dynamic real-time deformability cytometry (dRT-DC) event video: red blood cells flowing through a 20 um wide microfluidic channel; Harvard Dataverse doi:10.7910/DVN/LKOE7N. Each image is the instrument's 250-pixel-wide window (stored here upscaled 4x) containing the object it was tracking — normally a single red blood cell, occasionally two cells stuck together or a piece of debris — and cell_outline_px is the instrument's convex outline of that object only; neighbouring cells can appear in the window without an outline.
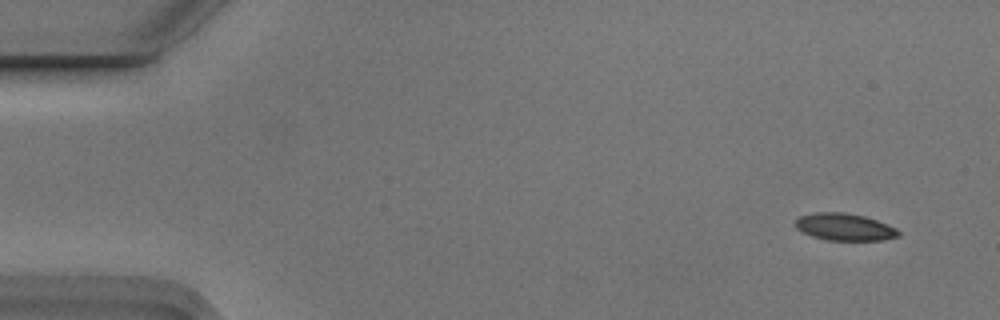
{"species": "Egyptian fruit bat (a non-hibernating species)", "species_latin": "Rousettus aegyptiacus", "temperature_condition": "cold", "stored_images_in_passage": 5, "camera_frame_rate_fps": 3000, "um_per_image_px": 0.085, "animal": {"sex": "male"}, "frame": {"image": 1, "passage_image": 1, "time_ms": 0.0, "image_size_px": [1000, 320], "cell_outline_px": [[900, 236], [884, 240], [828, 240], [812, 236], [796, 228], [796, 220], [800, 216], [816, 212], [844, 212], [864, 216], [888, 224], [896, 228], [900, 232]], "centroid_in_image_um": [71.82, 19.29], "position_along_channel_um": 13.2, "area_um2": 16.24}}
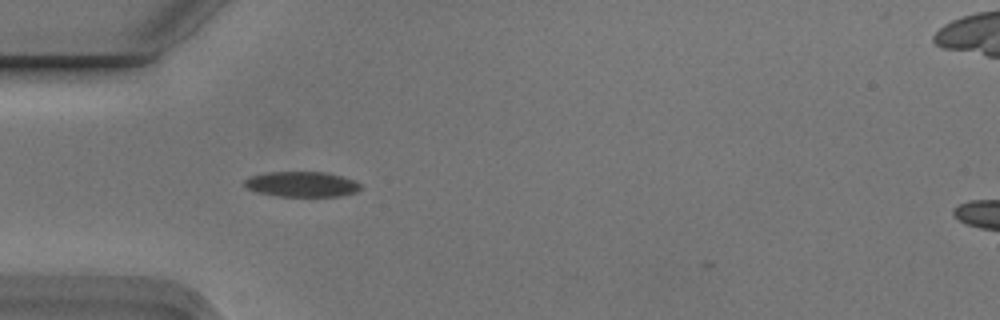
{"frame": {"image": 2, "passage_image": 4, "time_ms": 1.0, "image_size_px": [1000, 320], "cell_outline_px": [[360, 188], [356, 192], [340, 196], [276, 196], [256, 192], [248, 188], [244, 184], [244, 180], [248, 176], [264, 172], [328, 172], [352, 180], [360, 184]], "centroid_in_image_um": [25.59, 15.65], "position_along_channel_um": 59.4, "area_um2": 17.11}}